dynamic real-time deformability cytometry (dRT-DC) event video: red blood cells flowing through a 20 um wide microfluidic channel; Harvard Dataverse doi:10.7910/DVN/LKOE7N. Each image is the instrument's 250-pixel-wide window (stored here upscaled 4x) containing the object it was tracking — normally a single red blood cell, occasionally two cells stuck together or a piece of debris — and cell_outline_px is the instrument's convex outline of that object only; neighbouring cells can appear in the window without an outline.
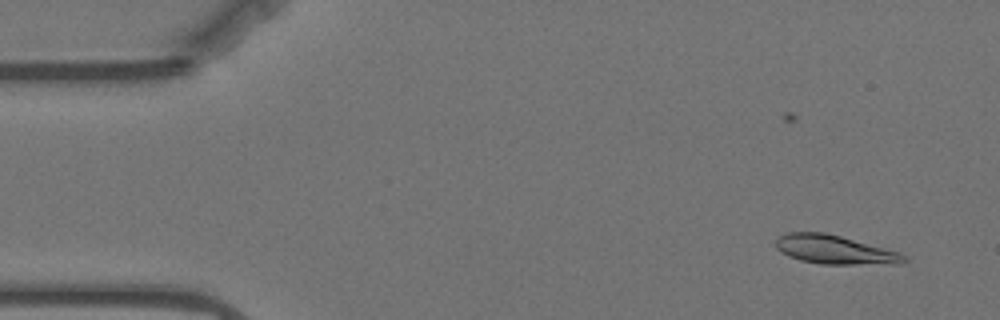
{"species": "Egyptian fruit bat (a non-hibernating species)", "species_latin": "Rousettus aegyptiacus", "temperature_condition": "warm", "stored_images_in_passage": 57, "segment_of_instrument_passage": [1, 2], "camera_frame_rate_fps": 3000, "um_per_image_px": 0.085, "animal": {"sex": "female"}, "frame": {"image": 1, "passage_image": 3, "time_ms": 0.667, "image_size_px": [1000, 320], "cell_outline_px": [[908, 260], [896, 264], [820, 264], [800, 260], [788, 256], [780, 252], [776, 248], [776, 240], [780, 236], [788, 232], [824, 232], [840, 236], [900, 252]], "centroid_in_image_um": [70.93, 21.23], "position_along_channel_um": 14.1, "area_um2": 21.44}}
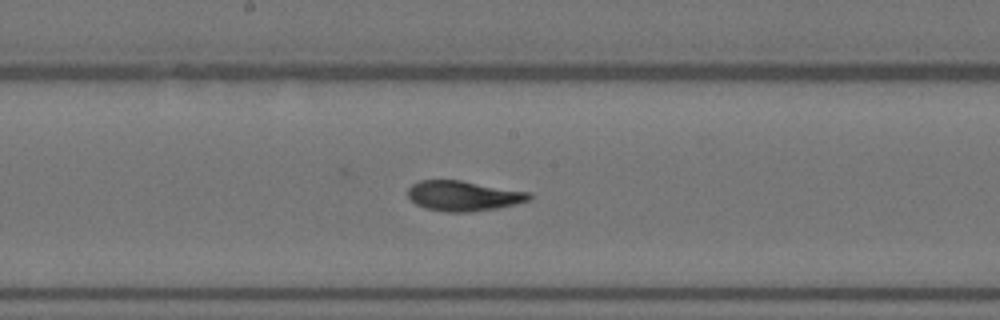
{"frame": {"image": 2, "passage_image": 28, "time_ms": 9.0, "image_size_px": [1000, 320], "cell_outline_px": [[532, 200], [516, 204], [496, 208], [472, 212], [444, 212], [424, 208], [416, 204], [408, 196], [408, 188], [412, 184], [420, 180], [460, 180], [528, 192], [532, 196]], "centroid_in_image_um": [39.38, 16.65], "position_along_channel_um": 208.8, "area_um2": 21.33}}
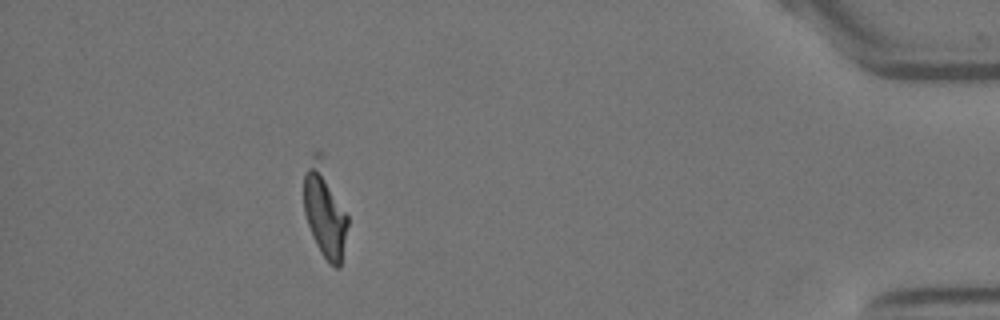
{"frame": {"image": 3, "passage_image": 50, "time_ms": 16.333, "image_size_px": [1000, 320], "cell_outline_px": [[348, 224], [340, 264], [336, 268], [328, 264], [320, 252], [316, 244], [308, 224], [304, 212], [304, 172], [312, 152], [320, 152], [348, 216]], "centroid_in_image_um": [27.58, 17.89], "position_along_channel_um": 407.6, "area_um2": 23.7}}